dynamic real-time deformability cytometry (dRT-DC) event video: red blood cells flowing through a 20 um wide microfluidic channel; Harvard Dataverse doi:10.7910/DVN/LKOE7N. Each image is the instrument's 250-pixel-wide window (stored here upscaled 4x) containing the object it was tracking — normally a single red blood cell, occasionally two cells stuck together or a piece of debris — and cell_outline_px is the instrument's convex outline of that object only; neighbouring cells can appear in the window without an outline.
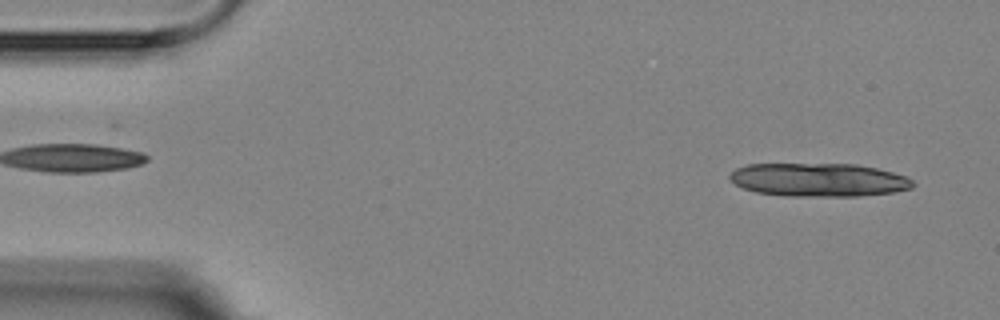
{"species": "Egyptian fruit bat (a non-hibernating species)", "species_latin": "Rousettus aegyptiacus", "temperature_condition": "room temperature", "stored_images_in_passage": 5, "camera_frame_rate_fps": 3000, "um_per_image_px": 0.085, "animal": {"sex": "female"}, "frame": {"image": 1, "passage_image": 5, "time_ms": 4.667, "image_size_px": [1000, 320], "cell_outline_px": [[916, 184], [912, 188], [892, 192], [860, 196], [788, 196], [756, 192], [744, 188], [736, 184], [728, 176], [736, 168], [748, 164], [856, 164], [876, 168], [892, 172], [904, 176], [912, 180]], "centroid_in_image_um": [69.6, 15.28], "position_along_channel_um": 15.4, "area_um2": 35.55}}